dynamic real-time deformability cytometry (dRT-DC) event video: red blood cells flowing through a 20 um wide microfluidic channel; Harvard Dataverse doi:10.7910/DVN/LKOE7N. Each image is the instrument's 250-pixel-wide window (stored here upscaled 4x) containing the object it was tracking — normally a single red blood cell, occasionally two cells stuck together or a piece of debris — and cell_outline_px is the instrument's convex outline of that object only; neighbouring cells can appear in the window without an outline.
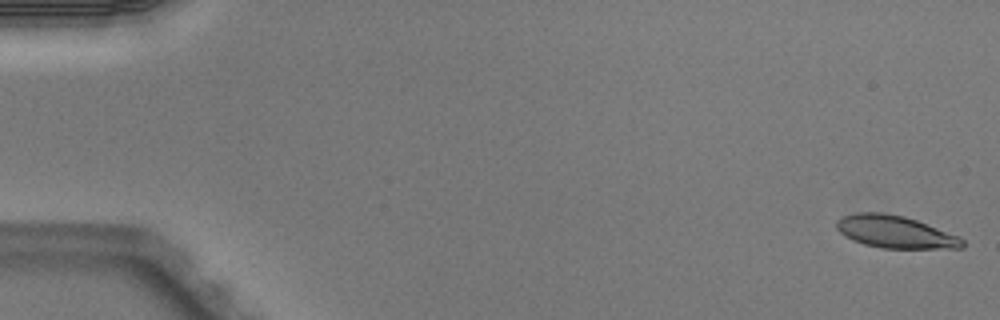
{"species": "Egyptian fruit bat (a non-hibernating species)", "species_latin": "Rousettus aegyptiacus", "temperature_condition": "warm", "stored_images_in_passage": 5, "segment_of_instrument_passage": [1, 2], "camera_frame_rate_fps": 3000, "um_per_image_px": 0.085, "animal": {"sex": "male"}, "frame": {"image": 1, "passage_image": 1, "time_ms": 0.0, "image_size_px": [1000, 320], "cell_outline_px": [[964, 248], [880, 248], [864, 244], [852, 240], [844, 236], [836, 228], [836, 220], [844, 216], [856, 212], [884, 212], [904, 216], [916, 220], [956, 236], [964, 240]], "centroid_in_image_um": [76.03, 19.71], "position_along_channel_um": 9.0, "area_um2": 23.58}}
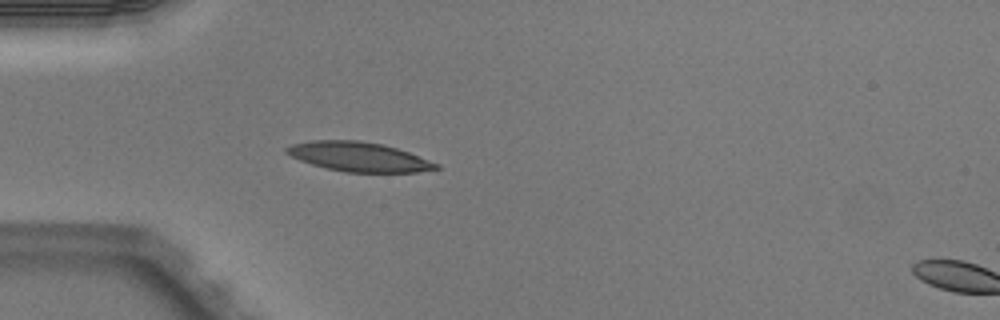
{"frame": {"image": 2, "passage_image": 4, "time_ms": 1.0, "image_size_px": [1000, 320], "cell_outline_px": [[440, 168], [416, 172], [344, 172], [312, 164], [300, 160], [284, 152], [284, 148], [292, 144], [312, 140], [360, 140], [380, 144], [396, 148], [408, 152], [440, 164]], "centroid_in_image_um": [30.48, 13.32], "position_along_channel_um": 54.5, "area_um2": 25.43}}